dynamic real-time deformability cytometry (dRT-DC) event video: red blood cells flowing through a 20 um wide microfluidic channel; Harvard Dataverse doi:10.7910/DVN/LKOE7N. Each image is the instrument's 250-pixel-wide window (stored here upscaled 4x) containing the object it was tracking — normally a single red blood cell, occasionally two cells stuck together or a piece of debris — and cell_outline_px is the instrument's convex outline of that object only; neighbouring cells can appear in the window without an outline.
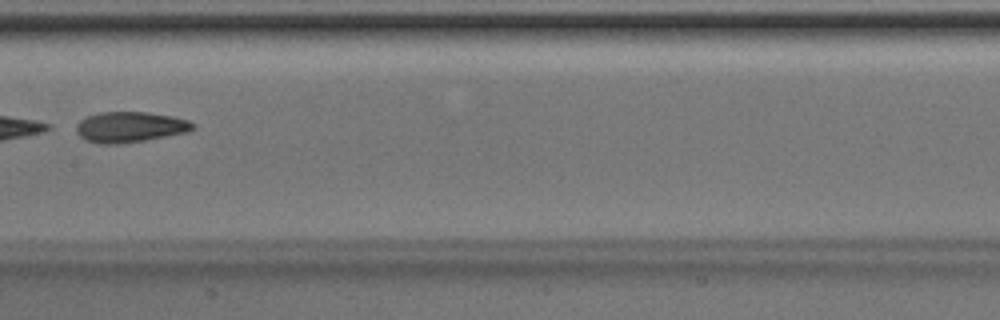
{"species": "Egyptian fruit bat (a non-hibernating species)", "species_latin": "Rousettus aegyptiacus", "temperature_condition": "room temperature", "stored_images_in_passage": 6, "camera_frame_rate_fps": 3000, "um_per_image_px": 0.085, "animal": {"sex": "male"}, "frame": {"image": 1, "passage_image": 6, "time_ms": 1.667, "image_size_px": [1000, 320], "cell_outline_px": [[196, 128], [188, 132], [144, 140], [120, 144], [96, 144], [84, 140], [76, 132], [76, 124], [80, 120], [88, 116], [100, 112], [148, 112], [172, 116], [188, 120], [196, 124]], "centroid_in_image_um": [11.04, 10.8], "position_along_channel_um": 196.4, "area_um2": 20.98}}